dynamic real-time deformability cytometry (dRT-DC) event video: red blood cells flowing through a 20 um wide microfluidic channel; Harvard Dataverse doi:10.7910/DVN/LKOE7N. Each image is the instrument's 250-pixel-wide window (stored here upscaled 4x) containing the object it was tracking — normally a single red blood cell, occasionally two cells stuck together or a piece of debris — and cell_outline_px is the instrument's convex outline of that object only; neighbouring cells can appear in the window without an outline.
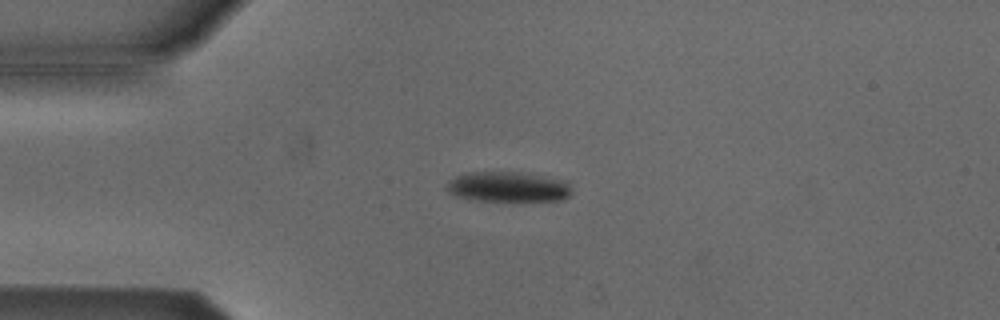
{"species": "Egyptian fruit bat (a non-hibernating species)", "species_latin": "Rousettus aegyptiacus", "temperature_condition": "cold", "stored_images_in_passage": 36, "camera_frame_rate_fps": 3000, "um_per_image_px": 0.085, "animal": {"sex": "male"}, "frame": {"image": 1, "passage_image": 3, "time_ms": 0.667, "image_size_px": [1000, 320], "cell_outline_px": [[572, 192], [564, 200], [512, 204], [476, 200], [460, 196], [448, 192], [448, 184], [456, 176], [464, 172], [520, 172], [568, 180], [572, 188]], "centroid_in_image_um": [43.31, 15.93], "position_along_channel_um": 41.7, "area_um2": 23.06}}
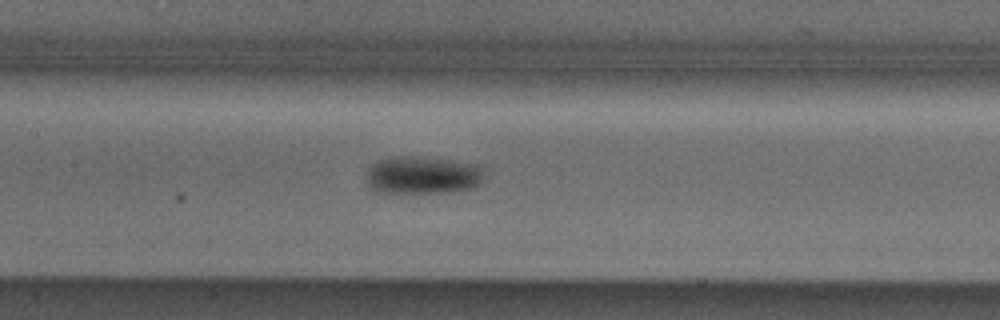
{"frame": {"image": 2, "passage_image": 15, "time_ms": 4.667, "image_size_px": [1000, 320], "cell_outline_px": [[484, 168], [480, 184], [472, 188], [452, 192], [376, 192], [368, 184], [368, 168], [372, 164], [380, 160], [392, 156], [432, 156], [484, 164]], "centroid_in_image_um": [36.01, 14.84], "position_along_channel_um": 171.4, "area_um2": 26.53}}
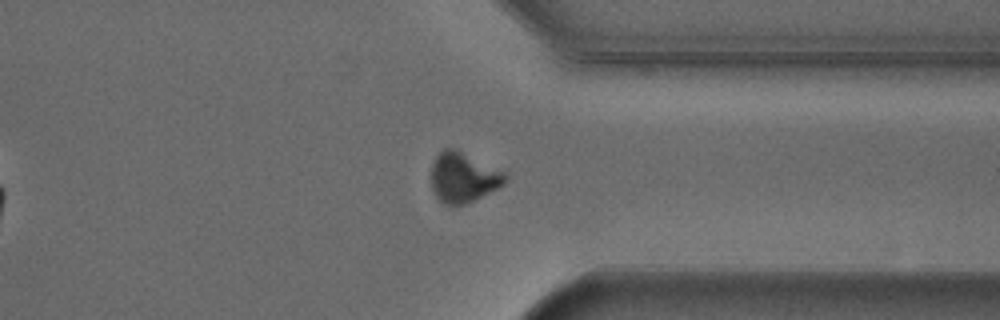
{"frame": {"image": 3, "passage_image": 31, "time_ms": 10.0, "image_size_px": [1000, 320], "cell_outline_px": [[508, 180], [504, 184], [464, 204], [452, 208], [444, 204], [436, 196], [432, 188], [432, 164], [436, 156], [444, 148], [456, 148], [504, 172], [508, 176]], "centroid_in_image_um": [39.36, 15.08], "position_along_channel_um": 372.0, "area_um2": 21.44}, "authors_computed_cell_mechanics": {"area_um2": 23.9581, "velocity_mm_per_s": 3.8171, "shape_relaxation_time_tau1_ms": 3.3899, "shape_relaxation_time_tau2_ms": null, "deformation_change_tau1": 0.0903, "deformation_change_tau2": null}}